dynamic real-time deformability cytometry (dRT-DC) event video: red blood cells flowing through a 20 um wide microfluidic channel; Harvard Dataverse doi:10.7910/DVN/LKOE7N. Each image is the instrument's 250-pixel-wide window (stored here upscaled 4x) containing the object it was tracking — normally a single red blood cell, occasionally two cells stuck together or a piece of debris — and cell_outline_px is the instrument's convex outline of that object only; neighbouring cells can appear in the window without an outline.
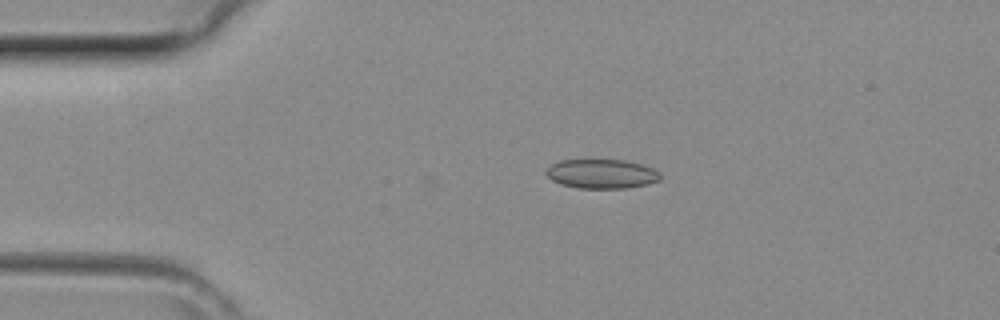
{"species": "common noctule bat (a hibernating species)", "species_latin": "Nyctalus noctula", "temperature_condition": "room temperature", "stored_images_in_passage": 31, "camera_frame_rate_fps": 3000, "um_per_image_px": 0.085, "animal": {"sex": "female", "body_mass_g": 29.2, "forearm_length_mm": 56.3}, "frame": {"image": 1, "passage_image": 1, "time_ms": 0.0, "image_size_px": [1000, 320], "cell_outline_px": [[660, 180], [648, 184], [628, 188], [576, 188], [560, 184], [552, 180], [544, 172], [544, 168], [560, 160], [624, 160], [640, 164], [652, 168], [660, 172]], "centroid_in_image_um": [51.11, 14.78], "position_along_channel_um": 33.9, "area_um2": 19.59}}
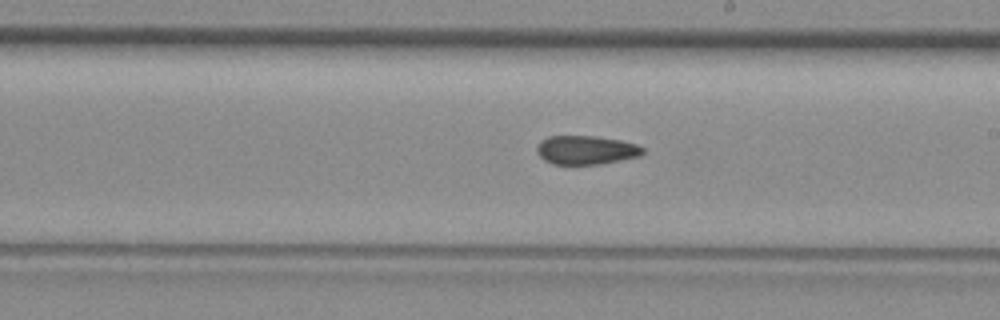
{"frame": {"image": 2, "passage_image": 16, "time_ms": 5.0, "image_size_px": [1000, 320], "cell_outline_px": [[644, 152], [640, 156], [600, 164], [552, 164], [544, 160], [540, 156], [536, 148], [540, 140], [548, 136], [596, 136], [620, 140], [636, 144], [644, 148]], "centroid_in_image_um": [49.81, 12.75], "position_along_channel_um": 239.2, "area_um2": 17.8}}
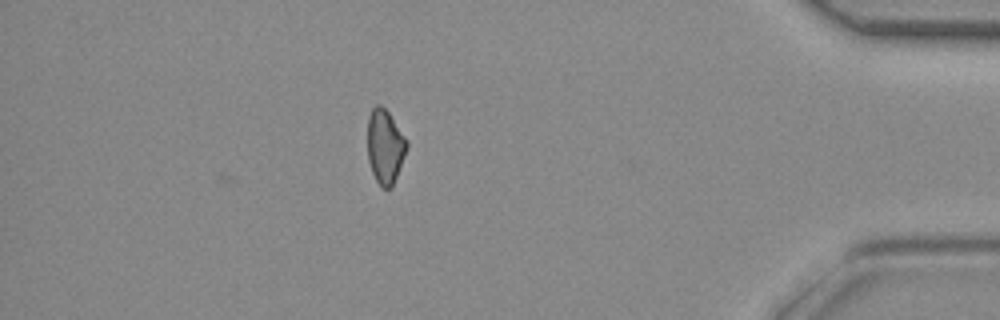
{"frame": {"image": 3, "passage_image": 29, "time_ms": 9.333, "image_size_px": [1000, 320], "cell_outline_px": [[408, 144], [404, 156], [392, 188], [384, 188], [376, 180], [372, 172], [368, 160], [368, 116], [372, 108], [376, 104], [380, 104], [388, 112], [408, 140]], "centroid_in_image_um": [32.72, 12.43], "position_along_channel_um": 402.5, "area_um2": 16.88}}